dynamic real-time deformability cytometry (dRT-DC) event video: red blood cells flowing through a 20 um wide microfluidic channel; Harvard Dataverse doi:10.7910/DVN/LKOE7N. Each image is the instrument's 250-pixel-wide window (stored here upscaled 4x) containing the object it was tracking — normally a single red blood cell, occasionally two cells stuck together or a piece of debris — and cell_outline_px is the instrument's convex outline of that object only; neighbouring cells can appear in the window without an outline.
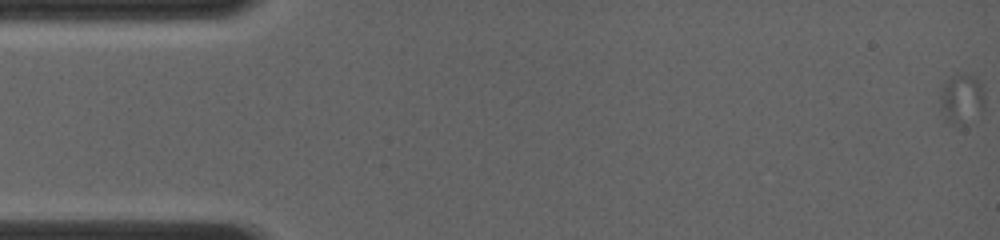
{"species": "common noctule bat (a hibernating species)", "species_latin": "Nyctalus noctula", "temperature_condition": "room temperature", "stored_images_in_passage": 35, "camera_frame_rate_fps": 4000, "um_per_image_px": 0.085, "animal": {"sex": "female", "body_mass_g": 19.0, "forearm_length_mm": 56.7}, "frame": {"image": 1, "passage_image": 1, "time_ms": 0.0, "image_size_px": [1000, 240], "cell_outline_px": [[984, 108], [960, 124], [948, 124], [944, 116], [940, 104], [940, 84], [960, 72], [964, 72], [980, 80], [984, 88]], "centroid_in_image_um": [81.71, 8.32], "position_along_channel_um": 3.3, "area_um2": 12.95}}
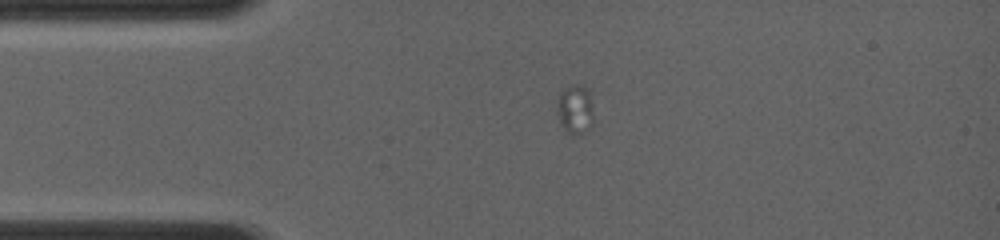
{"frame": {"image": 2, "passage_image": 17, "time_ms": 3.75, "image_size_px": [1000, 240], "cell_outline_px": [[592, 116], [588, 128], [584, 132], [568, 132], [560, 124], [556, 108], [556, 100], [560, 92], [564, 88], [572, 84], [584, 84], [592, 92]], "centroid_in_image_um": [48.87, 9.17], "position_along_channel_um": 36.1, "area_um2": 10.58}}